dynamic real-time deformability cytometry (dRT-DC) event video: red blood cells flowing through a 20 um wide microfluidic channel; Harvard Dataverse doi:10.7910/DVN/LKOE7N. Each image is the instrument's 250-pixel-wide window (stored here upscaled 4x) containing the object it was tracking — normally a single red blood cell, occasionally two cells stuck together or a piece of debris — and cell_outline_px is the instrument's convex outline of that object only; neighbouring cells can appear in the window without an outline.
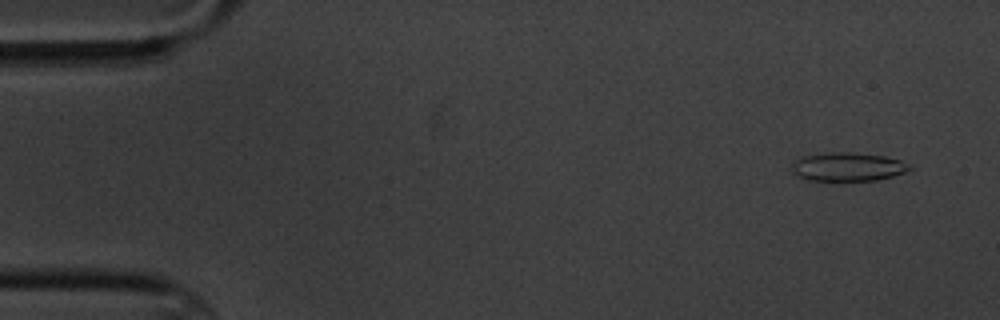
{"species": "common noctule bat (a hibernating species)", "species_latin": "Nyctalus noctula", "temperature_condition": "cold", "stored_images_in_passage": 9, "camera_frame_rate_fps": 3000, "um_per_image_px": 0.085, "animal": {"sex": "male", "body_mass_g": 20.1, "forearm_length_mm": 53.5}, "frame": {"image": 1, "passage_image": 2, "time_ms": 1.0, "image_size_px": [1000, 320], "cell_outline_px": [[912, 168], [904, 172], [892, 176], [876, 180], [804, 180], [792, 172], [792, 164], [800, 156], [828, 152], [848, 152], [884, 156], [900, 160], [908, 164]], "centroid_in_image_um": [72.01, 14.17], "position_along_channel_um": 13.0, "area_um2": 19.54}}
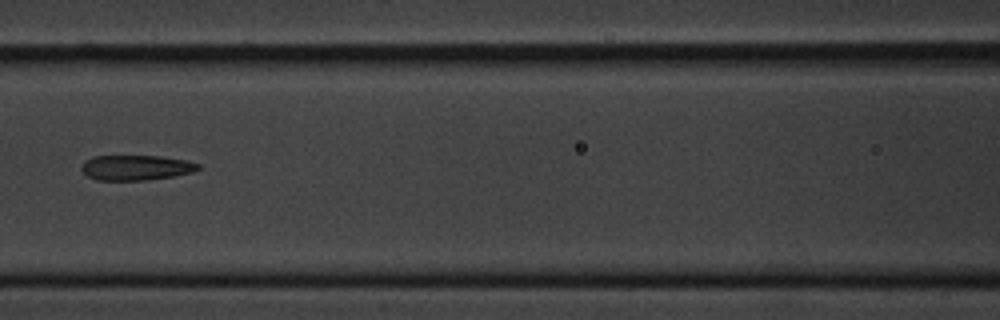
{"frame": {"image": 2, "passage_image": 8, "time_ms": 8.333, "image_size_px": [1000, 320], "cell_outline_px": [[200, 168], [192, 172], [172, 176], [144, 180], [96, 180], [88, 176], [80, 168], [84, 160], [92, 156], [160, 156], [188, 160], [200, 164]], "centroid_in_image_um": [11.54, 14.24], "position_along_channel_um": 155.1, "area_um2": 17.11}}
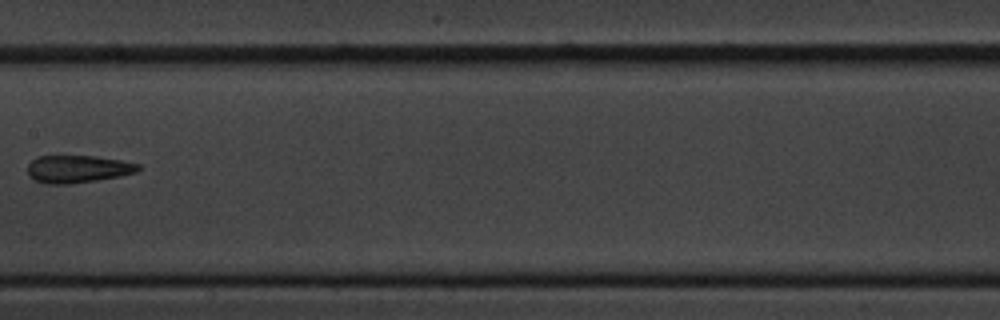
{"frame": {"image": 3, "passage_image": 9, "time_ms": 9.667, "image_size_px": [1000, 320], "cell_outline_px": [[140, 168], [136, 172], [120, 176], [72, 184], [48, 184], [36, 180], [28, 172], [28, 164], [36, 156], [96, 156], [120, 160], [140, 164]], "centroid_in_image_um": [6.62, 14.36], "position_along_channel_um": 200.8, "area_um2": 17.63}}